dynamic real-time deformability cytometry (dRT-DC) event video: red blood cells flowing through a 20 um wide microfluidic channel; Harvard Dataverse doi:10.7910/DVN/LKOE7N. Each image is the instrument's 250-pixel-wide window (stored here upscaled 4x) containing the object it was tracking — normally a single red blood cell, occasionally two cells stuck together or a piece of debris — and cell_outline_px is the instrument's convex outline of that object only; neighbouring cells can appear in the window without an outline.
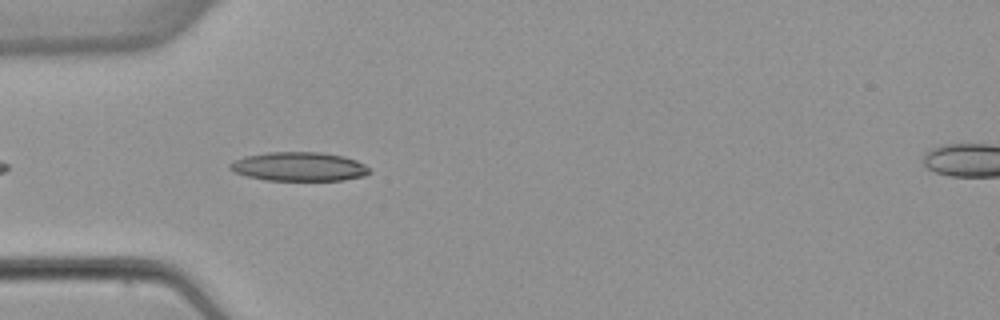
{"species": "common noctule bat (a hibernating species)", "species_latin": "Nyctalus noctula", "temperature_condition": "warm", "stored_images_in_passage": 13, "camera_frame_rate_fps": 3000, "um_per_image_px": 0.085, "animal": {"sex": "female", "body_mass_g": 22.7, "forearm_length_mm": 54.2}, "frame": {"image": 1, "passage_image": 3, "time_ms": 0.667, "image_size_px": [1000, 320], "cell_outline_px": [[372, 172], [364, 176], [344, 180], [264, 180], [248, 176], [236, 172], [228, 168], [228, 164], [232, 160], [244, 156], [268, 152], [320, 152], [344, 156], [356, 160], [372, 168]], "centroid_in_image_um": [25.43, 14.15], "position_along_channel_um": 59.6, "area_um2": 23.76}}